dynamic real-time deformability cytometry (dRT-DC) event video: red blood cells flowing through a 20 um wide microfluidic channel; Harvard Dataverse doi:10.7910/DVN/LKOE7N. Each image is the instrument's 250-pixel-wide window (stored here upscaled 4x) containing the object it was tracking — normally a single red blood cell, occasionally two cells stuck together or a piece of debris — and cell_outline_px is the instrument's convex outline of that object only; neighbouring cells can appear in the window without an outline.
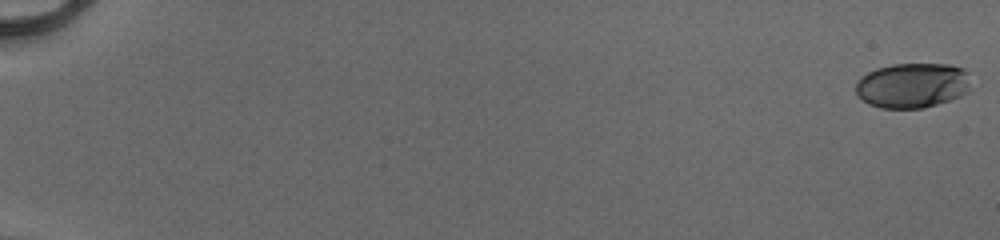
{"species": "human", "species_latin": "Homo sapiens", "temperature_condition": "cold", "stored_images_in_passage": 53, "camera_frame_rate_fps": 3000, "um_per_image_px": 0.085, "donor": {"sex": "male"}, "frame": {"image": 1, "passage_image": 1, "time_ms": 0.0, "image_size_px": [1000, 240], "cell_outline_px": [[968, 92], [960, 96], [924, 108], [880, 108], [868, 104], [856, 92], [856, 84], [860, 76], [876, 68], [892, 64], [952, 64], [964, 68], [968, 72]], "centroid_in_image_um": [77.55, 7.24], "position_along_channel_um": 7.5, "area_um2": 30.23}}
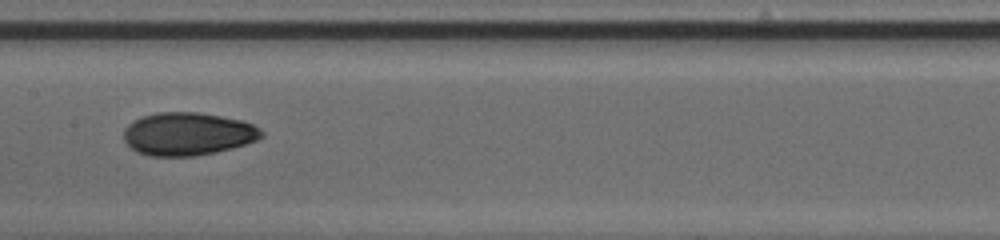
{"frame": {"image": 2, "passage_image": 30, "time_ms": 9.667, "image_size_px": [1000, 240], "cell_outline_px": [[264, 136], [256, 140], [232, 148], [216, 152], [196, 156], [148, 156], [136, 152], [124, 140], [124, 128], [128, 124], [144, 116], [156, 112], [200, 112], [240, 120], [252, 124], [260, 128], [264, 132]], "centroid_in_image_um": [15.96, 11.39], "position_along_channel_um": 191.4, "area_um2": 34.51}}
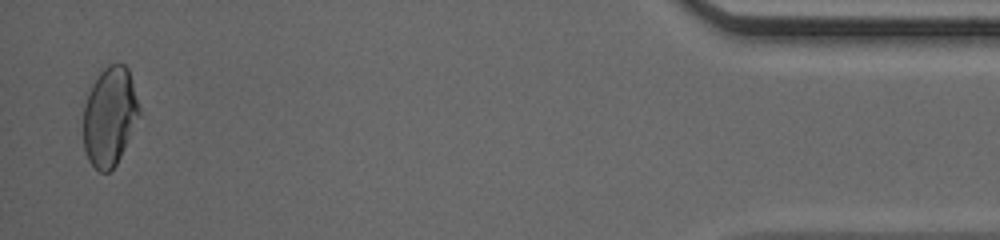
{"frame": {"image": 3, "passage_image": 52, "time_ms": 17.0, "image_size_px": [1000, 240], "cell_outline_px": [[140, 116], [116, 164], [108, 172], [100, 172], [88, 160], [84, 148], [84, 104], [92, 84], [100, 72], [108, 64], [124, 64], [128, 68], [140, 108]], "centroid_in_image_um": [9.32, 9.89], "position_along_channel_um": 425.9, "area_um2": 31.96}, "authors_computed_cell_mechanics": {"area_um2": 32.7726, "velocity_mm_per_s": 4.1608, "shape_relaxation_time_tau1_ms": 5.0566, "shape_relaxation_time_tau2_ms": 1.6914, "deformation_change_tau1": 0.166, "deformation_change_tau2": 0.0563}}